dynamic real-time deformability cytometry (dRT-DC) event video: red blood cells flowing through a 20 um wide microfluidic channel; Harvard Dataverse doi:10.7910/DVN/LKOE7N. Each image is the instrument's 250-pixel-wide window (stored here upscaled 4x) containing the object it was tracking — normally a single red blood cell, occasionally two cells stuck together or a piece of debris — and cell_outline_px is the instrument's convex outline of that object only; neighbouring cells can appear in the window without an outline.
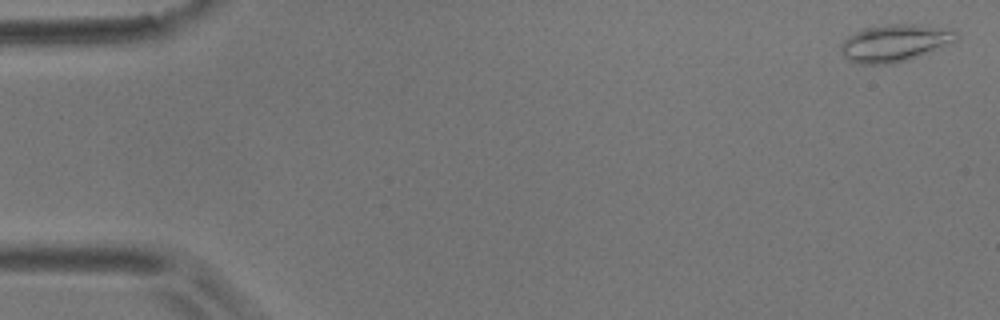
{"species": "common noctule bat (a hibernating species)", "species_latin": "Nyctalus noctula", "temperature_condition": "room temperature", "stored_images_in_passage": 8, "camera_frame_rate_fps": 3000, "um_per_image_px": 0.085, "animal": {"sex": "male", "body_mass_g": 17.9}, "frame": {"image": 1, "passage_image": 1, "time_ms": 0.0, "image_size_px": [1000, 320], "cell_outline_px": [[960, 36], [956, 40], [908, 60], [892, 64], [860, 64], [848, 60], [840, 52], [840, 44], [848, 36], [864, 28], [892, 24], [912, 24], [956, 28]], "centroid_in_image_um": [76.07, 3.64], "position_along_channel_um": 8.9, "area_um2": 25.09}}
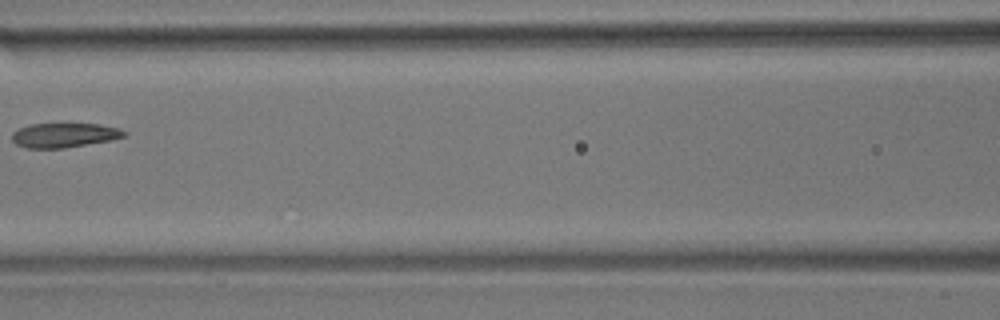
{"frame": {"image": 2, "passage_image": 7, "time_ms": 2.0, "image_size_px": [1000, 320], "cell_outline_px": [[128, 136], [112, 140], [64, 148], [28, 148], [16, 144], [12, 140], [12, 132], [20, 128], [32, 124], [100, 124], [120, 128], [128, 132]], "centroid_in_image_um": [5.52, 11.49], "position_along_channel_um": 161.1, "area_um2": 16.07}}
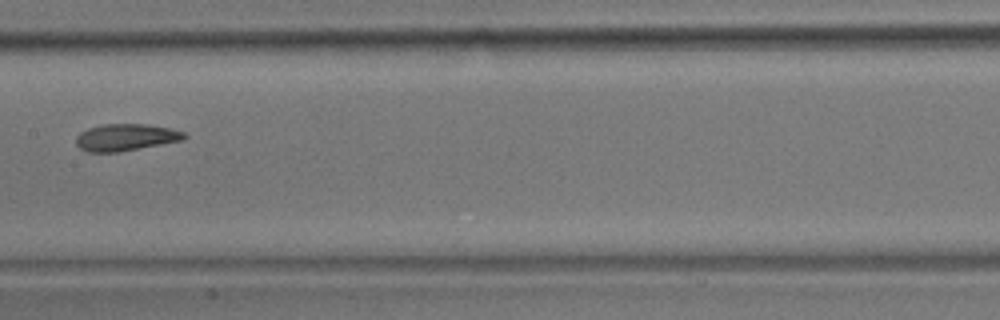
{"frame": {"image": 3, "passage_image": 8, "time_ms": 2.333, "image_size_px": [1000, 320], "cell_outline_px": [[188, 136], [184, 140], [120, 152], [88, 152], [80, 148], [76, 144], [76, 136], [80, 132], [88, 128], [104, 124], [148, 124], [168, 128], [184, 132]], "centroid_in_image_um": [10.69, 11.68], "position_along_channel_um": 196.7, "area_um2": 17.05}}